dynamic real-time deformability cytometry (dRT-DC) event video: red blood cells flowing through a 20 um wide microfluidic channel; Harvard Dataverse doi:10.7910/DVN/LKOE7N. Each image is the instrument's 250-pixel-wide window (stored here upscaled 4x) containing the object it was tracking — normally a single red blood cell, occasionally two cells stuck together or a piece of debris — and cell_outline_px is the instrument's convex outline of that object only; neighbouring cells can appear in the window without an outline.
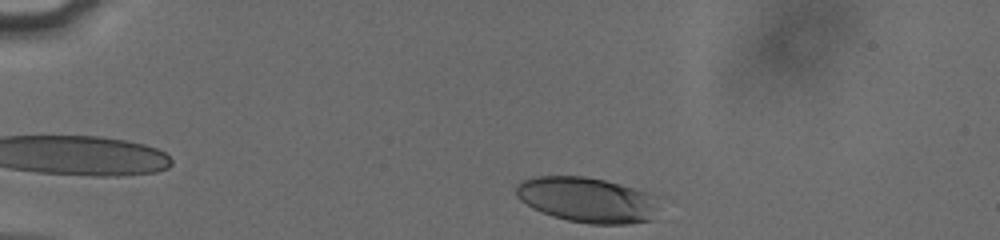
{"species": "human", "species_latin": "Homo sapiens", "temperature_condition": "cold", "stored_images_in_passage": 35, "camera_frame_rate_fps": 3000, "um_per_image_px": 0.085, "donor": {"sex": "male"}, "frame": {"image": 1, "passage_image": 1, "time_ms": 0.0, "image_size_px": [1000, 240], "cell_outline_px": [[656, 196], [652, 220], [628, 224], [588, 224], [568, 220], [552, 216], [532, 208], [520, 200], [516, 196], [516, 184], [520, 180], [536, 176], [584, 176], [604, 180], [620, 184], [648, 192]], "centroid_in_image_um": [49.85, 16.98], "position_along_channel_um": 35.1, "area_um2": 37.69}}
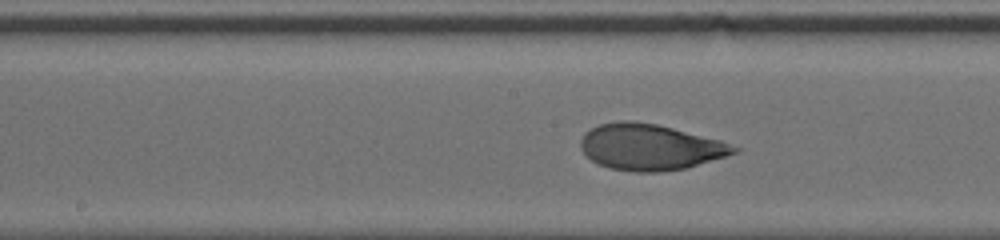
{"frame": {"image": 2, "passage_image": 19, "time_ms": 6.0, "image_size_px": [1000, 240], "cell_outline_px": [[740, 148], [736, 152], [688, 168], [660, 172], [636, 172], [608, 168], [592, 160], [580, 148], [580, 140], [584, 132], [600, 124], [620, 120], [632, 120], [656, 124], [720, 140]], "centroid_in_image_um": [55.22, 12.5], "position_along_channel_um": 193.0, "area_um2": 40.98}}
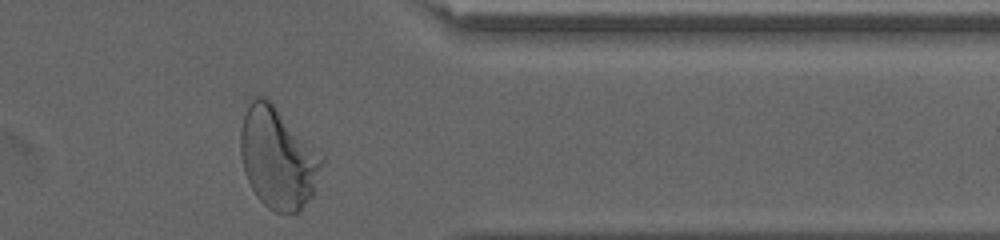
{"frame": {"image": 3, "passage_image": 35, "time_ms": 11.333, "image_size_px": [1000, 240], "cell_outline_px": [[324, 164], [312, 196], [300, 212], [276, 212], [268, 208], [256, 196], [244, 172], [240, 152], [240, 132], [244, 116], [252, 100], [256, 96], [260, 96], [268, 100], [324, 156]], "centroid_in_image_um": [23.63, 13.48], "position_along_channel_um": 387.8, "area_um2": 47.45}, "authors_computed_cell_mechanics": {"area_um2": 40.2866, "velocity_mm_per_s": 3.8012, "shape_relaxation_time_tau1_ms": 3.6249, "shape_relaxation_time_tau2_ms": null, "deformation_change_tau1": 0.1628, "deformation_change_tau2": null}}